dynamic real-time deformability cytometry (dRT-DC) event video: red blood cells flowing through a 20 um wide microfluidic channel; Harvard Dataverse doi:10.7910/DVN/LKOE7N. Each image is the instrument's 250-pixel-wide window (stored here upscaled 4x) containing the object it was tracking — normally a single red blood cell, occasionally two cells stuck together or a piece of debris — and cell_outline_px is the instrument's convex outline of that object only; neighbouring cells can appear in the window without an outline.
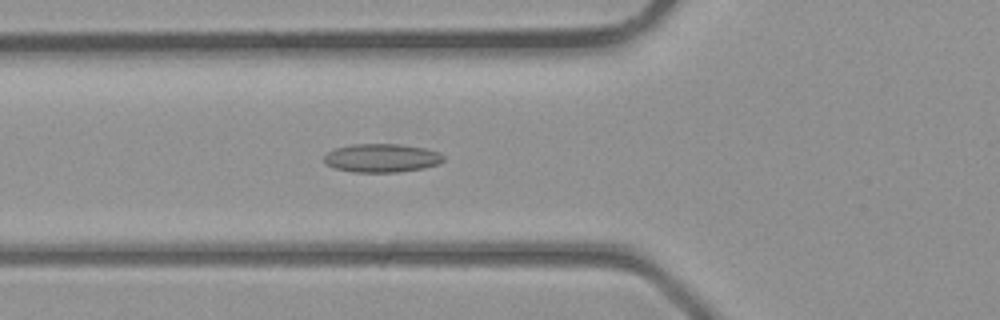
{"species": "common noctule bat (a hibernating species)", "species_latin": "Nyctalus noctula", "temperature_condition": "room temperature", "stored_images_in_passage": 29, "camera_frame_rate_fps": 3000, "um_per_image_px": 0.085, "animal": {"sex": "male", "body_mass_g": 23.1, "forearm_length_mm": 52.7}, "frame": {"image": 1, "passage_image": 4, "time_ms": 1.0, "image_size_px": [1000, 320], "cell_outline_px": [[444, 160], [440, 164], [424, 168], [396, 172], [356, 172], [336, 168], [328, 164], [324, 160], [324, 156], [328, 152], [336, 148], [352, 144], [400, 144], [424, 148], [440, 152], [444, 156]], "centroid_in_image_um": [32.5, 13.42], "position_along_channel_um": 93.3, "area_um2": 19.77}}
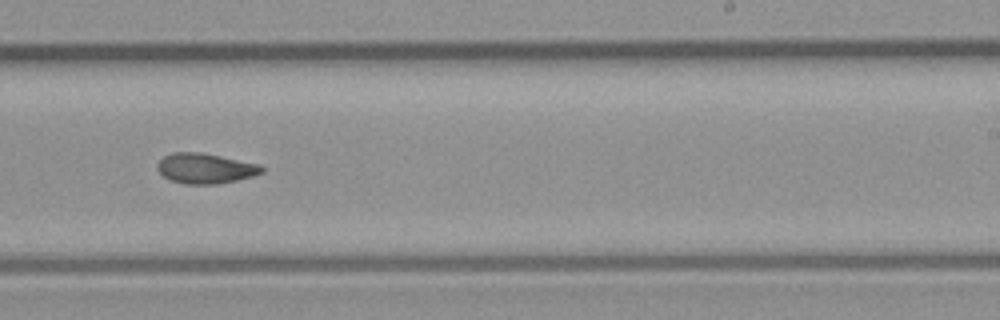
{"frame": {"image": 2, "passage_image": 14, "time_ms": 4.333, "image_size_px": [1000, 320], "cell_outline_px": [[264, 172], [252, 176], [236, 180], [216, 184], [184, 184], [172, 180], [164, 176], [156, 168], [156, 164], [164, 156], [172, 152], [200, 152], [260, 164], [264, 168]], "centroid_in_image_um": [17.45, 14.31], "position_along_channel_um": 271.6, "area_um2": 18.32}}
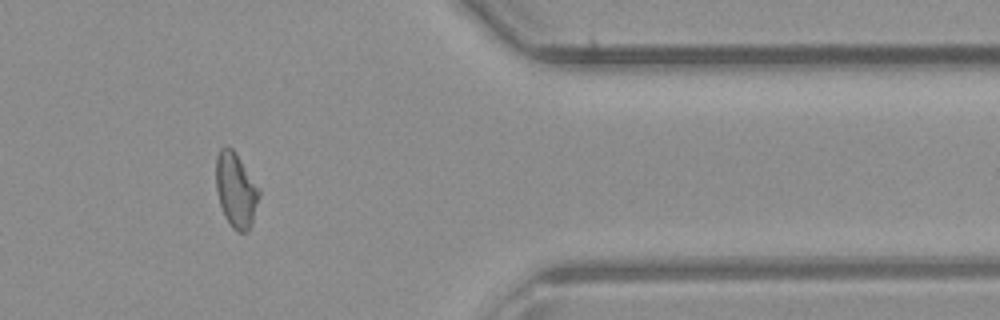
{"frame": {"image": 3, "passage_image": 22, "time_ms": 7.0, "image_size_px": [1000, 320], "cell_outline_px": [[260, 196], [252, 224], [248, 232], [240, 232], [232, 228], [224, 216], [220, 204], [216, 188], [216, 156], [220, 148], [232, 148], [236, 152], [260, 188]], "centroid_in_image_um": [20.07, 16.17], "position_along_channel_um": 391.3, "area_um2": 18.96}}